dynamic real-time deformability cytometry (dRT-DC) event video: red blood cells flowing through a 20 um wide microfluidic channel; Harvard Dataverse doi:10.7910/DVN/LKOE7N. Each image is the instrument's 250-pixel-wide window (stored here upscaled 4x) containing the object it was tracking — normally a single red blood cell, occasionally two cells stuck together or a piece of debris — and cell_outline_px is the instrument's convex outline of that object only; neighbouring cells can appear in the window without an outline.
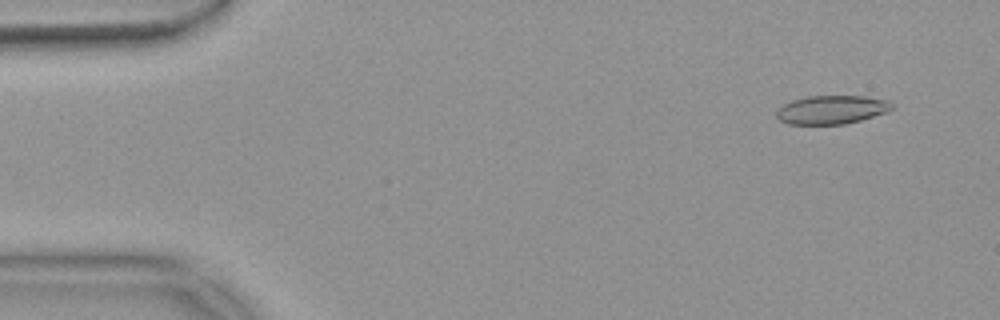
{"species": "common noctule bat (a hibernating species)", "species_latin": "Nyctalus noctula", "temperature_condition": "warm", "stored_images_in_passage": 54, "camera_frame_rate_fps": 3000, "um_per_image_px": 0.085, "animal": {"sex": "female", "body_mass_g": 18.4}, "frame": {"image": 1, "passage_image": 4, "time_ms": 1.0, "image_size_px": [1000, 320], "cell_outline_px": [[892, 108], [884, 112], [860, 120], [844, 124], [788, 124], [780, 120], [776, 116], [776, 112], [784, 104], [792, 100], [808, 96], [864, 96], [888, 100], [892, 104]], "centroid_in_image_um": [70.66, 9.32], "position_along_channel_um": 14.3, "area_um2": 18.96}}
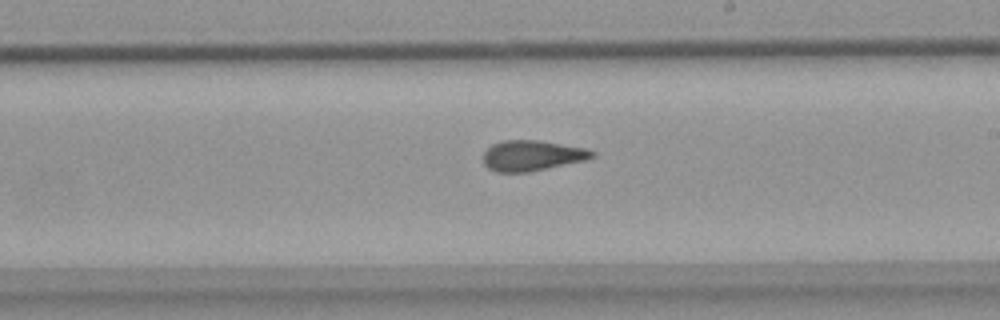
{"frame": {"image": 2, "passage_image": 31, "time_ms": 10.0, "image_size_px": [1000, 320], "cell_outline_px": [[596, 156], [584, 160], [528, 172], [496, 172], [488, 168], [484, 164], [484, 152], [492, 144], [500, 140], [536, 140], [584, 148], [596, 152]], "centroid_in_image_um": [45.19, 13.22], "position_along_channel_um": 243.8, "area_um2": 19.13}}
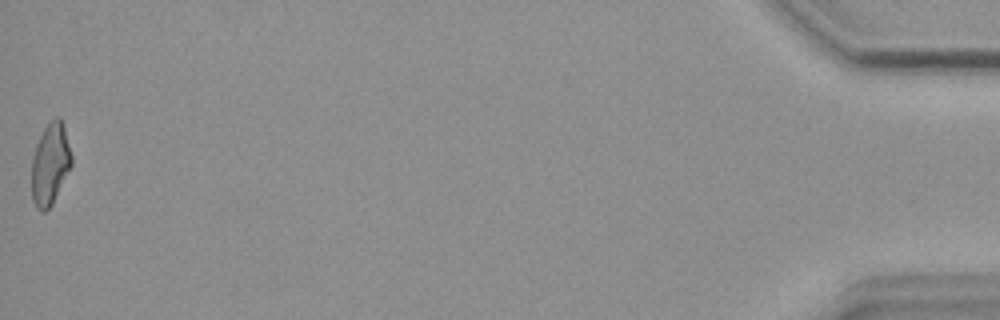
{"frame": {"image": 3, "passage_image": 54, "time_ms": 17.667, "image_size_px": [1000, 320], "cell_outline_px": [[72, 164], [52, 204], [44, 212], [40, 212], [36, 208], [32, 200], [32, 156], [36, 144], [44, 128], [56, 116], [60, 116], [64, 124], [72, 156]], "centroid_in_image_um": [4.26, 13.93], "position_along_channel_um": 430.9, "area_um2": 19.02}, "authors_computed_cell_mechanics": {"area_um2": 19.4786, "velocity_mm_per_s": 3.7355, "shape_relaxation_time_tau1_ms": null, "shape_relaxation_time_tau2_ms": 1.8935, "deformation_change_tau1": null, "deformation_change_tau2": 0.0992}}